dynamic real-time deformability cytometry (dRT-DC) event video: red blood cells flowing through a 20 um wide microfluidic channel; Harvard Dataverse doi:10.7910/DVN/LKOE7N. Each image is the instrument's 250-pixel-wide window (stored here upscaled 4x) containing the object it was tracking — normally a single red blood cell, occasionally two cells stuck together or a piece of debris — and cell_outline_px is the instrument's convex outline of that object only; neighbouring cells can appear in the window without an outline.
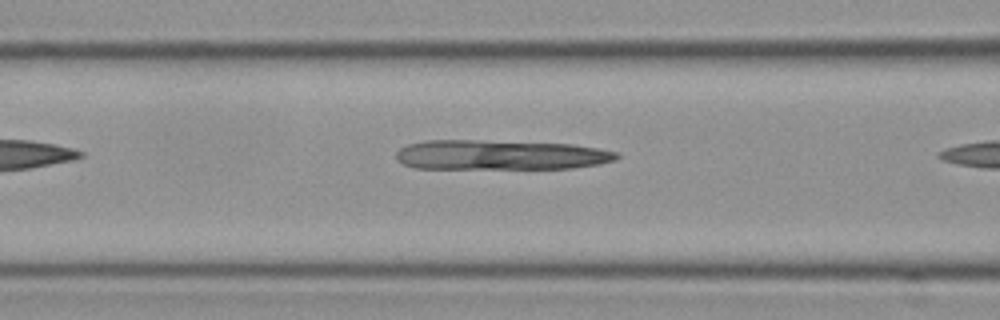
{"species": "Egyptian fruit bat (a non-hibernating species)", "species_latin": "Rousettus aegyptiacus", "temperature_condition": "cold", "stored_images_in_passage": 8, "camera_frame_rate_fps": 3000, "um_per_image_px": 0.085, "frame": {"image": 1, "passage_image": 7, "time_ms": 2.0, "image_size_px": [1000, 320], "cell_outline_px": [[620, 156], [616, 160], [600, 164], [572, 168], [416, 168], [404, 164], [396, 160], [396, 152], [400, 148], [408, 144], [424, 140], [480, 140], [572, 144], [620, 152]], "centroid_in_image_um": [42.54, 13.16], "position_along_channel_um": 124.1, "area_um2": 38.44}}